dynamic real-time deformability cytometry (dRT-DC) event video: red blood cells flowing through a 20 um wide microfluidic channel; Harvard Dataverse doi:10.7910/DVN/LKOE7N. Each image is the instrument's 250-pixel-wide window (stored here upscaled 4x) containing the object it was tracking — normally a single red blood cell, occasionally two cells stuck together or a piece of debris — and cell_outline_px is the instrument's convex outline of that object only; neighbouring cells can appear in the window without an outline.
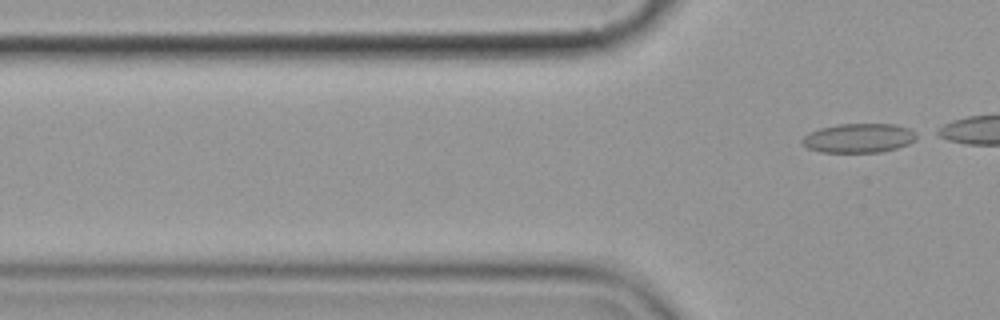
{"species": "common noctule bat (a hibernating species)", "species_latin": "Nyctalus noctula", "temperature_condition": "cold", "stored_images_in_passage": 7, "camera_frame_rate_fps": 3000, "um_per_image_px": 0.085, "animal": {"sex": "female", "body_mass_g": 19.9}, "frame": {"image": 1, "passage_image": 7, "time_ms": 8.0, "image_size_px": [1000, 320], "cell_outline_px": [[916, 140], [908, 144], [896, 148], [880, 152], [820, 152], [808, 148], [800, 144], [800, 140], [808, 132], [820, 128], [836, 124], [896, 124], [908, 128], [916, 132]], "centroid_in_image_um": [72.96, 11.73], "position_along_channel_um": 52.8, "area_um2": 19.65}}